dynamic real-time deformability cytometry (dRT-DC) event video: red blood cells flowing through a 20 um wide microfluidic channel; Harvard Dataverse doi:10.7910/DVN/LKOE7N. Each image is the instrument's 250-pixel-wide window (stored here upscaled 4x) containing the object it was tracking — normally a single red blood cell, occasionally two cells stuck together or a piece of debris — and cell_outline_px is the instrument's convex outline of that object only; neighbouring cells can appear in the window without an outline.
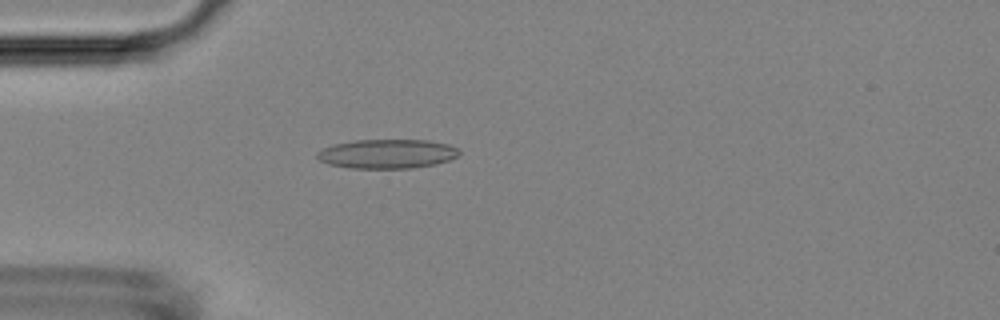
{"species": "Egyptian fruit bat (a non-hibernating species)", "species_latin": "Rousettus aegyptiacus", "temperature_condition": "room temperature", "stored_images_in_passage": 53, "camera_frame_rate_fps": 3000, "um_per_image_px": 0.085, "animal": {"sex": "female"}, "frame": {"image": 1, "passage_image": 15, "time_ms": 4.667, "image_size_px": [1000, 320], "cell_outline_px": [[460, 152], [456, 156], [448, 160], [436, 164], [412, 168], [348, 168], [328, 164], [320, 160], [316, 156], [316, 152], [332, 144], [356, 140], [428, 140], [448, 144], [460, 148]], "centroid_in_image_um": [32.9, 13.07], "position_along_channel_um": 52.1, "area_um2": 24.28}}
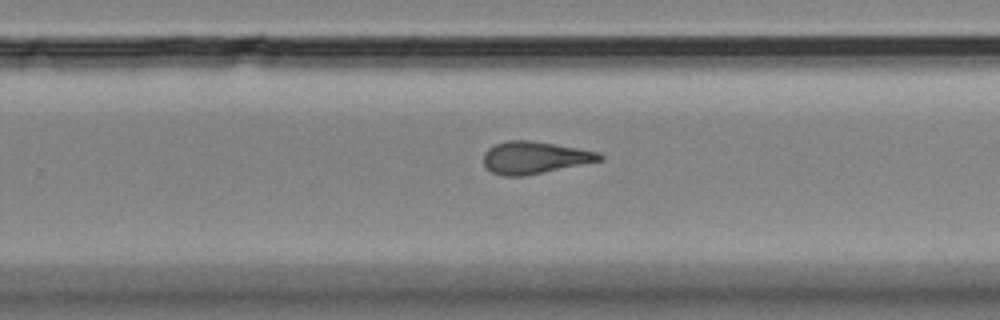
{"frame": {"image": 2, "passage_image": 34, "time_ms": 11.0, "image_size_px": [1000, 320], "cell_outline_px": [[604, 160], [524, 176], [504, 176], [492, 172], [484, 164], [484, 152], [488, 148], [496, 144], [508, 140], [528, 140], [600, 152], [604, 156]], "centroid_in_image_um": [45.45, 13.4], "position_along_channel_um": 284.3, "area_um2": 21.62}}
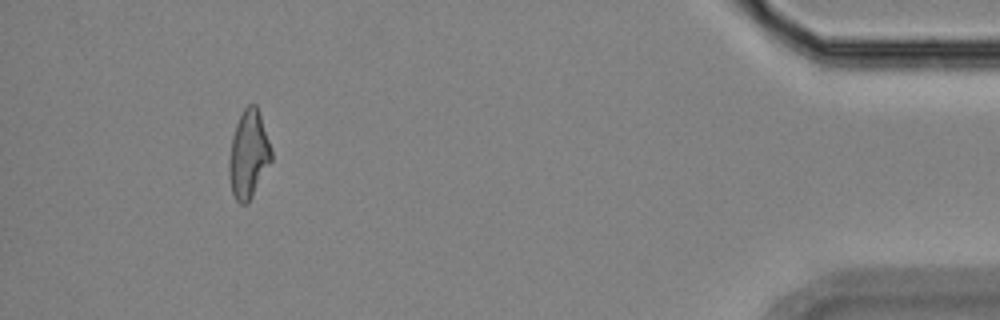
{"frame": {"image": 3, "passage_image": 49, "time_ms": 16.0, "image_size_px": [1000, 320], "cell_outline_px": [[272, 160], [248, 204], [240, 204], [236, 200], [232, 192], [228, 176], [228, 160], [232, 136], [236, 124], [244, 108], [248, 104], [256, 104], [272, 152]], "centroid_in_image_um": [21.1, 13.16], "position_along_channel_um": 414.1, "area_um2": 21.56}, "authors_computed_cell_mechanics": {"area_um2": 21.964, "velocity_mm_per_s": 3.7983, "shape_relaxation_time_tau1_ms": null, "shape_relaxation_time_tau2_ms": 1.3004, "deformation_change_tau1": null, "deformation_change_tau2": 0.1072}}